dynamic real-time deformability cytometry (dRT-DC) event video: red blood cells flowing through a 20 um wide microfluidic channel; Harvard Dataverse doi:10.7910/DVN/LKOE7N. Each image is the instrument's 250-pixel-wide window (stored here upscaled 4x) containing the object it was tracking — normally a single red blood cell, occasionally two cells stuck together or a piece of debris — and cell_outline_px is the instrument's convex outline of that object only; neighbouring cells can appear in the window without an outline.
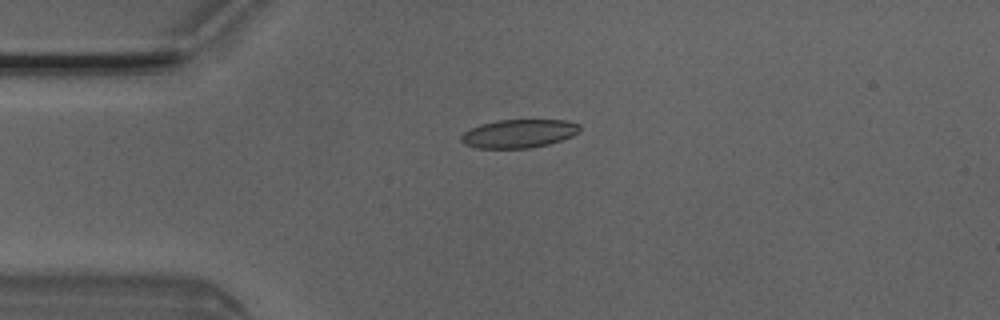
{"species": "Egyptian fruit bat (a non-hibernating species)", "species_latin": "Rousettus aegyptiacus", "temperature_condition": "room temperature", "stored_images_in_passage": 4, "camera_frame_rate_fps": 3000, "um_per_image_px": 0.085, "animal": {"sex": "male"}, "frame": {"image": 1, "passage_image": 3, "time_ms": 0.667, "image_size_px": [1000, 320], "cell_outline_px": [[580, 132], [572, 136], [548, 144], [528, 148], [476, 148], [464, 144], [460, 140], [460, 136], [464, 132], [480, 124], [496, 120], [568, 120], [580, 124]], "centroid_in_image_um": [44.1, 11.35], "position_along_channel_um": 40.9, "area_um2": 19.71}}